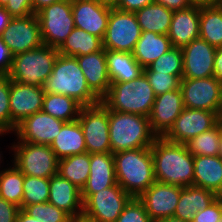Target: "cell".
Returning a JSON list of instances; mask_svg holds the SVG:
<instances>
[{"label":"cell","instance_id":"cell-1","mask_svg":"<svg viewBox=\"0 0 222 222\" xmlns=\"http://www.w3.org/2000/svg\"><path fill=\"white\" fill-rule=\"evenodd\" d=\"M151 153L156 181L181 187L193 185L194 156L185 144L157 137Z\"/></svg>","mask_w":222,"mask_h":222},{"label":"cell","instance_id":"cell-2","mask_svg":"<svg viewBox=\"0 0 222 222\" xmlns=\"http://www.w3.org/2000/svg\"><path fill=\"white\" fill-rule=\"evenodd\" d=\"M116 180L131 197L139 198L156 180L151 147L113 154Z\"/></svg>","mask_w":222,"mask_h":222},{"label":"cell","instance_id":"cell-3","mask_svg":"<svg viewBox=\"0 0 222 222\" xmlns=\"http://www.w3.org/2000/svg\"><path fill=\"white\" fill-rule=\"evenodd\" d=\"M42 87L46 93L70 96L83 107L101 102L88 87L84 73L74 56L59 54L52 73Z\"/></svg>","mask_w":222,"mask_h":222},{"label":"cell","instance_id":"cell-4","mask_svg":"<svg viewBox=\"0 0 222 222\" xmlns=\"http://www.w3.org/2000/svg\"><path fill=\"white\" fill-rule=\"evenodd\" d=\"M155 98L154 90L143 73L131 81L111 83L101 103L108 110L149 117Z\"/></svg>","mask_w":222,"mask_h":222},{"label":"cell","instance_id":"cell-5","mask_svg":"<svg viewBox=\"0 0 222 222\" xmlns=\"http://www.w3.org/2000/svg\"><path fill=\"white\" fill-rule=\"evenodd\" d=\"M157 137L149 117L109 110L111 153L151 147Z\"/></svg>","mask_w":222,"mask_h":222},{"label":"cell","instance_id":"cell-6","mask_svg":"<svg viewBox=\"0 0 222 222\" xmlns=\"http://www.w3.org/2000/svg\"><path fill=\"white\" fill-rule=\"evenodd\" d=\"M58 55L56 48L44 44L39 48L16 54L7 76L14 82L42 87L52 73Z\"/></svg>","mask_w":222,"mask_h":222},{"label":"cell","instance_id":"cell-7","mask_svg":"<svg viewBox=\"0 0 222 222\" xmlns=\"http://www.w3.org/2000/svg\"><path fill=\"white\" fill-rule=\"evenodd\" d=\"M10 149L14 151L11 162L24 175L51 178L57 174L59 159L49 145L17 140V143L15 141L12 143Z\"/></svg>","mask_w":222,"mask_h":222},{"label":"cell","instance_id":"cell-8","mask_svg":"<svg viewBox=\"0 0 222 222\" xmlns=\"http://www.w3.org/2000/svg\"><path fill=\"white\" fill-rule=\"evenodd\" d=\"M44 45L58 49L75 28L72 0H61L36 13Z\"/></svg>","mask_w":222,"mask_h":222},{"label":"cell","instance_id":"cell-9","mask_svg":"<svg viewBox=\"0 0 222 222\" xmlns=\"http://www.w3.org/2000/svg\"><path fill=\"white\" fill-rule=\"evenodd\" d=\"M77 120L82 127L89 154L111 152L109 110L101 102L82 107Z\"/></svg>","mask_w":222,"mask_h":222},{"label":"cell","instance_id":"cell-10","mask_svg":"<svg viewBox=\"0 0 222 222\" xmlns=\"http://www.w3.org/2000/svg\"><path fill=\"white\" fill-rule=\"evenodd\" d=\"M141 32L134 12L112 7L103 38V48L132 53Z\"/></svg>","mask_w":222,"mask_h":222},{"label":"cell","instance_id":"cell-11","mask_svg":"<svg viewBox=\"0 0 222 222\" xmlns=\"http://www.w3.org/2000/svg\"><path fill=\"white\" fill-rule=\"evenodd\" d=\"M132 197L117 183L92 194L83 203V216L95 222H116Z\"/></svg>","mask_w":222,"mask_h":222},{"label":"cell","instance_id":"cell-12","mask_svg":"<svg viewBox=\"0 0 222 222\" xmlns=\"http://www.w3.org/2000/svg\"><path fill=\"white\" fill-rule=\"evenodd\" d=\"M185 108L216 112L222 102V83L214 76L182 78L180 83Z\"/></svg>","mask_w":222,"mask_h":222},{"label":"cell","instance_id":"cell-13","mask_svg":"<svg viewBox=\"0 0 222 222\" xmlns=\"http://www.w3.org/2000/svg\"><path fill=\"white\" fill-rule=\"evenodd\" d=\"M0 37L13 56L43 45L40 24L36 14L12 17Z\"/></svg>","mask_w":222,"mask_h":222},{"label":"cell","instance_id":"cell-14","mask_svg":"<svg viewBox=\"0 0 222 222\" xmlns=\"http://www.w3.org/2000/svg\"><path fill=\"white\" fill-rule=\"evenodd\" d=\"M216 124V112L184 108L163 137L170 142L185 144L191 138L210 130Z\"/></svg>","mask_w":222,"mask_h":222},{"label":"cell","instance_id":"cell-15","mask_svg":"<svg viewBox=\"0 0 222 222\" xmlns=\"http://www.w3.org/2000/svg\"><path fill=\"white\" fill-rule=\"evenodd\" d=\"M65 121L55 118L42 110L24 118L17 124L13 134L17 140L33 144L50 145L60 133Z\"/></svg>","mask_w":222,"mask_h":222},{"label":"cell","instance_id":"cell-16","mask_svg":"<svg viewBox=\"0 0 222 222\" xmlns=\"http://www.w3.org/2000/svg\"><path fill=\"white\" fill-rule=\"evenodd\" d=\"M43 87L10 81L11 133L24 118L42 110Z\"/></svg>","mask_w":222,"mask_h":222},{"label":"cell","instance_id":"cell-17","mask_svg":"<svg viewBox=\"0 0 222 222\" xmlns=\"http://www.w3.org/2000/svg\"><path fill=\"white\" fill-rule=\"evenodd\" d=\"M183 187L155 181L140 197L154 222L174 216Z\"/></svg>","mask_w":222,"mask_h":222},{"label":"cell","instance_id":"cell-18","mask_svg":"<svg viewBox=\"0 0 222 222\" xmlns=\"http://www.w3.org/2000/svg\"><path fill=\"white\" fill-rule=\"evenodd\" d=\"M216 49L200 37L181 48L183 53L182 78L197 79L214 76Z\"/></svg>","mask_w":222,"mask_h":222},{"label":"cell","instance_id":"cell-19","mask_svg":"<svg viewBox=\"0 0 222 222\" xmlns=\"http://www.w3.org/2000/svg\"><path fill=\"white\" fill-rule=\"evenodd\" d=\"M111 8L98 0H72L75 27L103 40Z\"/></svg>","mask_w":222,"mask_h":222},{"label":"cell","instance_id":"cell-20","mask_svg":"<svg viewBox=\"0 0 222 222\" xmlns=\"http://www.w3.org/2000/svg\"><path fill=\"white\" fill-rule=\"evenodd\" d=\"M184 108L180 88L157 95L149 115L152 131L158 137H163L173 126L175 119Z\"/></svg>","mask_w":222,"mask_h":222},{"label":"cell","instance_id":"cell-21","mask_svg":"<svg viewBox=\"0 0 222 222\" xmlns=\"http://www.w3.org/2000/svg\"><path fill=\"white\" fill-rule=\"evenodd\" d=\"M90 174L81 190L83 203L94 193L117 184L113 153L90 154Z\"/></svg>","mask_w":222,"mask_h":222},{"label":"cell","instance_id":"cell-22","mask_svg":"<svg viewBox=\"0 0 222 222\" xmlns=\"http://www.w3.org/2000/svg\"><path fill=\"white\" fill-rule=\"evenodd\" d=\"M200 4L173 11L168 38L172 46L183 48L194 39L199 38Z\"/></svg>","mask_w":222,"mask_h":222},{"label":"cell","instance_id":"cell-23","mask_svg":"<svg viewBox=\"0 0 222 222\" xmlns=\"http://www.w3.org/2000/svg\"><path fill=\"white\" fill-rule=\"evenodd\" d=\"M90 90L101 100L108 92L111 81L107 70L105 49L76 56Z\"/></svg>","mask_w":222,"mask_h":222},{"label":"cell","instance_id":"cell-24","mask_svg":"<svg viewBox=\"0 0 222 222\" xmlns=\"http://www.w3.org/2000/svg\"><path fill=\"white\" fill-rule=\"evenodd\" d=\"M48 202L66 212L71 218L82 216L81 190L58 173L50 178Z\"/></svg>","mask_w":222,"mask_h":222},{"label":"cell","instance_id":"cell-25","mask_svg":"<svg viewBox=\"0 0 222 222\" xmlns=\"http://www.w3.org/2000/svg\"><path fill=\"white\" fill-rule=\"evenodd\" d=\"M193 186L210 190L217 196L222 192L221 156H194Z\"/></svg>","mask_w":222,"mask_h":222},{"label":"cell","instance_id":"cell-26","mask_svg":"<svg viewBox=\"0 0 222 222\" xmlns=\"http://www.w3.org/2000/svg\"><path fill=\"white\" fill-rule=\"evenodd\" d=\"M58 159L87 152L84 133L78 120L65 122L49 145Z\"/></svg>","mask_w":222,"mask_h":222},{"label":"cell","instance_id":"cell-27","mask_svg":"<svg viewBox=\"0 0 222 222\" xmlns=\"http://www.w3.org/2000/svg\"><path fill=\"white\" fill-rule=\"evenodd\" d=\"M217 197L205 188L193 185L183 187L174 217L190 222L198 211L207 208Z\"/></svg>","mask_w":222,"mask_h":222},{"label":"cell","instance_id":"cell-28","mask_svg":"<svg viewBox=\"0 0 222 222\" xmlns=\"http://www.w3.org/2000/svg\"><path fill=\"white\" fill-rule=\"evenodd\" d=\"M105 55L111 83L131 81L144 73V68L130 52L105 49Z\"/></svg>","mask_w":222,"mask_h":222},{"label":"cell","instance_id":"cell-29","mask_svg":"<svg viewBox=\"0 0 222 222\" xmlns=\"http://www.w3.org/2000/svg\"><path fill=\"white\" fill-rule=\"evenodd\" d=\"M172 47L168 35L142 31L132 54L135 60L145 68Z\"/></svg>","mask_w":222,"mask_h":222},{"label":"cell","instance_id":"cell-30","mask_svg":"<svg viewBox=\"0 0 222 222\" xmlns=\"http://www.w3.org/2000/svg\"><path fill=\"white\" fill-rule=\"evenodd\" d=\"M141 31L168 35L173 11L163 5L152 3L134 12Z\"/></svg>","mask_w":222,"mask_h":222},{"label":"cell","instance_id":"cell-31","mask_svg":"<svg viewBox=\"0 0 222 222\" xmlns=\"http://www.w3.org/2000/svg\"><path fill=\"white\" fill-rule=\"evenodd\" d=\"M199 37L215 48L222 47V6L200 4Z\"/></svg>","mask_w":222,"mask_h":222},{"label":"cell","instance_id":"cell-32","mask_svg":"<svg viewBox=\"0 0 222 222\" xmlns=\"http://www.w3.org/2000/svg\"><path fill=\"white\" fill-rule=\"evenodd\" d=\"M103 49V40L75 27L63 44L57 49L65 56H83Z\"/></svg>","mask_w":222,"mask_h":222},{"label":"cell","instance_id":"cell-33","mask_svg":"<svg viewBox=\"0 0 222 222\" xmlns=\"http://www.w3.org/2000/svg\"><path fill=\"white\" fill-rule=\"evenodd\" d=\"M89 168L90 154L85 152L59 159L57 173L82 190L90 174Z\"/></svg>","mask_w":222,"mask_h":222},{"label":"cell","instance_id":"cell-34","mask_svg":"<svg viewBox=\"0 0 222 222\" xmlns=\"http://www.w3.org/2000/svg\"><path fill=\"white\" fill-rule=\"evenodd\" d=\"M82 107L70 96L45 92L42 111L65 122H70L78 119Z\"/></svg>","mask_w":222,"mask_h":222},{"label":"cell","instance_id":"cell-35","mask_svg":"<svg viewBox=\"0 0 222 222\" xmlns=\"http://www.w3.org/2000/svg\"><path fill=\"white\" fill-rule=\"evenodd\" d=\"M11 164L0 170V197L22 209L24 174Z\"/></svg>","mask_w":222,"mask_h":222},{"label":"cell","instance_id":"cell-36","mask_svg":"<svg viewBox=\"0 0 222 222\" xmlns=\"http://www.w3.org/2000/svg\"><path fill=\"white\" fill-rule=\"evenodd\" d=\"M221 128L216 124L185 143L193 156H217L220 153Z\"/></svg>","mask_w":222,"mask_h":222},{"label":"cell","instance_id":"cell-37","mask_svg":"<svg viewBox=\"0 0 222 222\" xmlns=\"http://www.w3.org/2000/svg\"><path fill=\"white\" fill-rule=\"evenodd\" d=\"M50 178L24 175L22 209L25 206L48 202Z\"/></svg>","mask_w":222,"mask_h":222},{"label":"cell","instance_id":"cell-38","mask_svg":"<svg viewBox=\"0 0 222 222\" xmlns=\"http://www.w3.org/2000/svg\"><path fill=\"white\" fill-rule=\"evenodd\" d=\"M147 68L154 72L182 76L183 53L181 48L172 47L169 51L147 66Z\"/></svg>","mask_w":222,"mask_h":222},{"label":"cell","instance_id":"cell-39","mask_svg":"<svg viewBox=\"0 0 222 222\" xmlns=\"http://www.w3.org/2000/svg\"><path fill=\"white\" fill-rule=\"evenodd\" d=\"M26 214L42 222H71V217L49 202L32 204L22 209Z\"/></svg>","mask_w":222,"mask_h":222},{"label":"cell","instance_id":"cell-40","mask_svg":"<svg viewBox=\"0 0 222 222\" xmlns=\"http://www.w3.org/2000/svg\"><path fill=\"white\" fill-rule=\"evenodd\" d=\"M144 74L148 78L156 96L180 88L182 76L150 71L147 67L144 68Z\"/></svg>","mask_w":222,"mask_h":222},{"label":"cell","instance_id":"cell-41","mask_svg":"<svg viewBox=\"0 0 222 222\" xmlns=\"http://www.w3.org/2000/svg\"><path fill=\"white\" fill-rule=\"evenodd\" d=\"M10 81L7 75L0 77V126L11 134Z\"/></svg>","mask_w":222,"mask_h":222},{"label":"cell","instance_id":"cell-42","mask_svg":"<svg viewBox=\"0 0 222 222\" xmlns=\"http://www.w3.org/2000/svg\"><path fill=\"white\" fill-rule=\"evenodd\" d=\"M116 222H153L143 202L136 197H132L130 201L124 207L122 213L116 220Z\"/></svg>","mask_w":222,"mask_h":222},{"label":"cell","instance_id":"cell-43","mask_svg":"<svg viewBox=\"0 0 222 222\" xmlns=\"http://www.w3.org/2000/svg\"><path fill=\"white\" fill-rule=\"evenodd\" d=\"M222 201L217 197L207 208L198 211L190 222H221Z\"/></svg>","mask_w":222,"mask_h":222},{"label":"cell","instance_id":"cell-44","mask_svg":"<svg viewBox=\"0 0 222 222\" xmlns=\"http://www.w3.org/2000/svg\"><path fill=\"white\" fill-rule=\"evenodd\" d=\"M20 207L0 197V222H16Z\"/></svg>","mask_w":222,"mask_h":222},{"label":"cell","instance_id":"cell-45","mask_svg":"<svg viewBox=\"0 0 222 222\" xmlns=\"http://www.w3.org/2000/svg\"><path fill=\"white\" fill-rule=\"evenodd\" d=\"M12 17H25L34 14L32 0H14V8H5Z\"/></svg>","mask_w":222,"mask_h":222},{"label":"cell","instance_id":"cell-46","mask_svg":"<svg viewBox=\"0 0 222 222\" xmlns=\"http://www.w3.org/2000/svg\"><path fill=\"white\" fill-rule=\"evenodd\" d=\"M12 59L13 55L0 37V73L2 75H7L10 72Z\"/></svg>","mask_w":222,"mask_h":222},{"label":"cell","instance_id":"cell-47","mask_svg":"<svg viewBox=\"0 0 222 222\" xmlns=\"http://www.w3.org/2000/svg\"><path fill=\"white\" fill-rule=\"evenodd\" d=\"M154 3V0H119L115 8L122 11L135 12Z\"/></svg>","mask_w":222,"mask_h":222},{"label":"cell","instance_id":"cell-48","mask_svg":"<svg viewBox=\"0 0 222 222\" xmlns=\"http://www.w3.org/2000/svg\"><path fill=\"white\" fill-rule=\"evenodd\" d=\"M154 3L163 5L172 11L182 10L194 4L191 0H154Z\"/></svg>","mask_w":222,"mask_h":222},{"label":"cell","instance_id":"cell-49","mask_svg":"<svg viewBox=\"0 0 222 222\" xmlns=\"http://www.w3.org/2000/svg\"><path fill=\"white\" fill-rule=\"evenodd\" d=\"M214 77L222 83V47L216 49L214 60Z\"/></svg>","mask_w":222,"mask_h":222},{"label":"cell","instance_id":"cell-50","mask_svg":"<svg viewBox=\"0 0 222 222\" xmlns=\"http://www.w3.org/2000/svg\"><path fill=\"white\" fill-rule=\"evenodd\" d=\"M12 16L9 14L4 7H0V35L2 34L3 30L7 27Z\"/></svg>","mask_w":222,"mask_h":222},{"label":"cell","instance_id":"cell-51","mask_svg":"<svg viewBox=\"0 0 222 222\" xmlns=\"http://www.w3.org/2000/svg\"><path fill=\"white\" fill-rule=\"evenodd\" d=\"M61 0H32L33 12L36 14L39 10L45 6L51 5Z\"/></svg>","mask_w":222,"mask_h":222},{"label":"cell","instance_id":"cell-52","mask_svg":"<svg viewBox=\"0 0 222 222\" xmlns=\"http://www.w3.org/2000/svg\"><path fill=\"white\" fill-rule=\"evenodd\" d=\"M16 222H42V221H39L34 217L29 216L22 209H20L17 215Z\"/></svg>","mask_w":222,"mask_h":222},{"label":"cell","instance_id":"cell-53","mask_svg":"<svg viewBox=\"0 0 222 222\" xmlns=\"http://www.w3.org/2000/svg\"><path fill=\"white\" fill-rule=\"evenodd\" d=\"M216 118H217V125L221 128L222 130V102L218 108V111L216 113Z\"/></svg>","mask_w":222,"mask_h":222},{"label":"cell","instance_id":"cell-54","mask_svg":"<svg viewBox=\"0 0 222 222\" xmlns=\"http://www.w3.org/2000/svg\"><path fill=\"white\" fill-rule=\"evenodd\" d=\"M154 222H187V221H183L179 218L171 216V217H168V218H163V219L156 220Z\"/></svg>","mask_w":222,"mask_h":222},{"label":"cell","instance_id":"cell-55","mask_svg":"<svg viewBox=\"0 0 222 222\" xmlns=\"http://www.w3.org/2000/svg\"><path fill=\"white\" fill-rule=\"evenodd\" d=\"M0 7L14 8V0H0Z\"/></svg>","mask_w":222,"mask_h":222},{"label":"cell","instance_id":"cell-56","mask_svg":"<svg viewBox=\"0 0 222 222\" xmlns=\"http://www.w3.org/2000/svg\"><path fill=\"white\" fill-rule=\"evenodd\" d=\"M101 4L108 5L110 7H115L119 0H98Z\"/></svg>","mask_w":222,"mask_h":222},{"label":"cell","instance_id":"cell-57","mask_svg":"<svg viewBox=\"0 0 222 222\" xmlns=\"http://www.w3.org/2000/svg\"><path fill=\"white\" fill-rule=\"evenodd\" d=\"M71 222H95V221L90 220L82 215V216L72 218Z\"/></svg>","mask_w":222,"mask_h":222},{"label":"cell","instance_id":"cell-58","mask_svg":"<svg viewBox=\"0 0 222 222\" xmlns=\"http://www.w3.org/2000/svg\"><path fill=\"white\" fill-rule=\"evenodd\" d=\"M219 0H197V4H216Z\"/></svg>","mask_w":222,"mask_h":222},{"label":"cell","instance_id":"cell-59","mask_svg":"<svg viewBox=\"0 0 222 222\" xmlns=\"http://www.w3.org/2000/svg\"><path fill=\"white\" fill-rule=\"evenodd\" d=\"M8 133H10L9 131H7V130H4L1 126H0V136H4V135H6V134H8Z\"/></svg>","mask_w":222,"mask_h":222},{"label":"cell","instance_id":"cell-60","mask_svg":"<svg viewBox=\"0 0 222 222\" xmlns=\"http://www.w3.org/2000/svg\"><path fill=\"white\" fill-rule=\"evenodd\" d=\"M219 156L222 157V130H221V142H220V153Z\"/></svg>","mask_w":222,"mask_h":222},{"label":"cell","instance_id":"cell-61","mask_svg":"<svg viewBox=\"0 0 222 222\" xmlns=\"http://www.w3.org/2000/svg\"><path fill=\"white\" fill-rule=\"evenodd\" d=\"M2 152L0 151V168H1V163H2V159H3V157H2V155H3V153L1 154Z\"/></svg>","mask_w":222,"mask_h":222},{"label":"cell","instance_id":"cell-62","mask_svg":"<svg viewBox=\"0 0 222 222\" xmlns=\"http://www.w3.org/2000/svg\"><path fill=\"white\" fill-rule=\"evenodd\" d=\"M216 5L222 6V0H219Z\"/></svg>","mask_w":222,"mask_h":222},{"label":"cell","instance_id":"cell-63","mask_svg":"<svg viewBox=\"0 0 222 222\" xmlns=\"http://www.w3.org/2000/svg\"><path fill=\"white\" fill-rule=\"evenodd\" d=\"M218 197H219L220 200L222 201V192L218 195Z\"/></svg>","mask_w":222,"mask_h":222},{"label":"cell","instance_id":"cell-64","mask_svg":"<svg viewBox=\"0 0 222 222\" xmlns=\"http://www.w3.org/2000/svg\"><path fill=\"white\" fill-rule=\"evenodd\" d=\"M193 3L197 4V0H191Z\"/></svg>","mask_w":222,"mask_h":222}]
</instances>
